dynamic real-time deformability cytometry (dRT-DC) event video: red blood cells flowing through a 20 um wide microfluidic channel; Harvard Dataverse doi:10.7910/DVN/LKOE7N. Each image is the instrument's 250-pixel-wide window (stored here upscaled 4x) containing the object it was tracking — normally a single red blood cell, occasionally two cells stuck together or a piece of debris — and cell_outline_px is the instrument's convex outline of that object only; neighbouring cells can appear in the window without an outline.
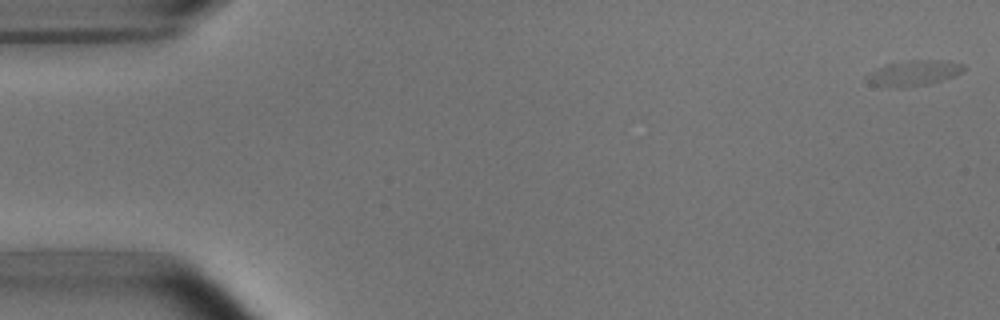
{"species": "common noctule bat (a hibernating species)", "species_latin": "Nyctalus noctula", "temperature_condition": "room temperature", "stored_images_in_passage": 5, "camera_frame_rate_fps": 3000, "um_per_image_px": 0.085, "animal": {"sex": "male", "body_mass_g": 15.6}, "frame": {"image": 1, "passage_image": 1, "time_ms": 0.0, "image_size_px": [1000, 320], "cell_outline_px": [[964, 72], [956, 76], [928, 84], [904, 88], [884, 88], [872, 84], [864, 76], [888, 64], [912, 60], [928, 60], [964, 64]], "centroid_in_image_um": [77.67, 6.25], "position_along_channel_um": 7.3, "area_um2": 14.22}}
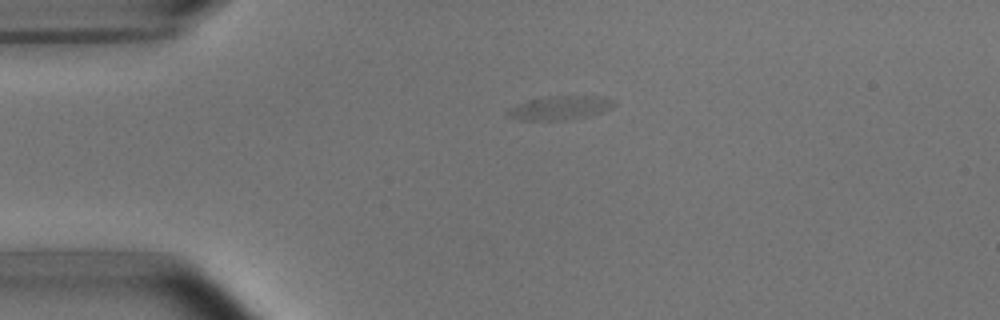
{"frame": {"image": 2, "passage_image": 4, "time_ms": 3.667, "image_size_px": [1000, 320], "cell_outline_px": [[616, 104], [600, 112], [584, 116], [564, 120], [524, 120], [512, 116], [508, 112], [508, 108], [528, 100], [548, 96], [604, 96], [612, 100]], "centroid_in_image_um": [47.61, 9.14], "position_along_channel_um": 37.4, "area_um2": 14.28}}